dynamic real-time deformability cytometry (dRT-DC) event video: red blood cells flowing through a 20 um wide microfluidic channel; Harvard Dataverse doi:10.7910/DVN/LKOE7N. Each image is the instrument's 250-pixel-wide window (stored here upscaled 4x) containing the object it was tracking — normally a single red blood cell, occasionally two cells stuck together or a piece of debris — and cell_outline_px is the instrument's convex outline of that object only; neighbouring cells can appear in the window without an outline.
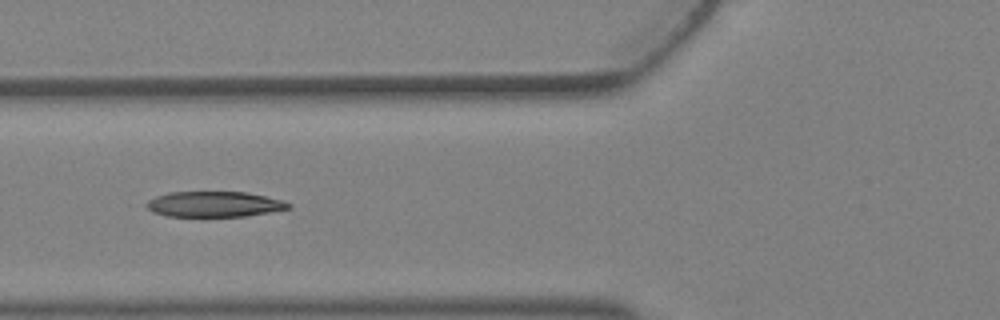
{"species": "Egyptian fruit bat (a non-hibernating species)", "species_latin": "Rousettus aegyptiacus", "temperature_condition": "warm", "stored_images_in_passage": 6, "camera_frame_rate_fps": 3000, "um_per_image_px": 0.085, "animal": {"sex": "female"}, "frame": {"image": 1, "passage_image": 5, "time_ms": 1.333, "image_size_px": [1000, 320], "cell_outline_px": [[292, 208], [244, 216], [168, 216], [152, 212], [144, 204], [148, 200], [156, 196], [168, 192], [248, 192], [284, 200], [292, 204]], "centroid_in_image_um": [18.22, 17.35], "position_along_channel_um": 107.6, "area_um2": 21.15}}
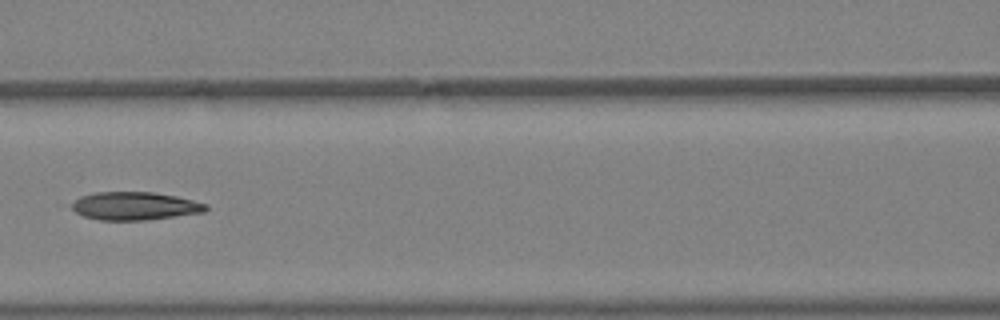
{"frame": {"image": 2, "passage_image": 6, "time_ms": 1.667, "image_size_px": [1000, 320], "cell_outline_px": [[208, 208], [204, 212], [148, 220], [100, 220], [84, 216], [76, 212], [68, 204], [80, 196], [96, 192], [152, 192], [176, 196], [208, 204]], "centroid_in_image_um": [11.43, 17.51], "position_along_channel_um": 155.2, "area_um2": 22.02}}